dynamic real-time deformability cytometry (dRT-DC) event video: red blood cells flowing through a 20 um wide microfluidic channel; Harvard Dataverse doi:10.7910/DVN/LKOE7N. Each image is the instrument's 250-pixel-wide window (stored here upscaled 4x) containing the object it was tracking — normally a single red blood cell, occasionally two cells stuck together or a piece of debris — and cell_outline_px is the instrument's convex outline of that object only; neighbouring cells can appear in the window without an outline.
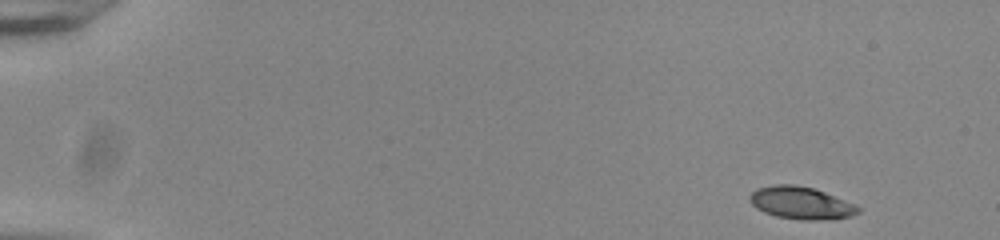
{"species": "common noctule bat (a hibernating species)", "species_latin": "Nyctalus noctula", "temperature_condition": "room temperature", "stored_images_in_passage": 51, "camera_frame_rate_fps": 3000, "um_per_image_px": 0.085, "animal": {"sex": "male", "body_mass_g": 20.0, "forearm_length_mm": 53.3}, "frame": {"image": 1, "passage_image": 1, "time_ms": 0.0, "image_size_px": [1000, 240], "cell_outline_px": [[860, 212], [852, 216], [816, 220], [800, 220], [776, 216], [764, 212], [756, 208], [748, 200], [748, 196], [756, 188], [776, 184], [796, 184], [812, 188], [824, 192], [856, 204], [860, 208]], "centroid_in_image_um": [68.06, 17.24], "position_along_channel_um": 16.9, "area_um2": 20.52}}
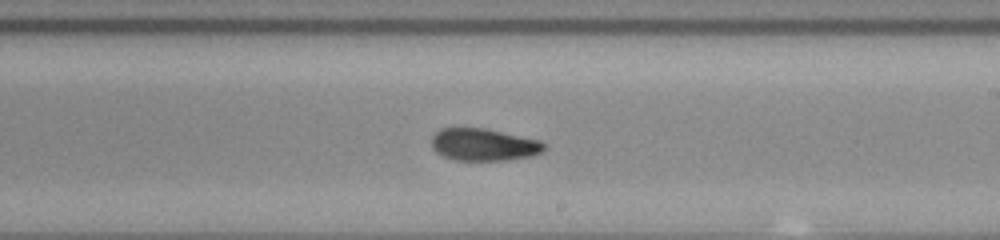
{"frame": {"image": 2, "passage_image": 30, "time_ms": 9.667, "image_size_px": [1000, 240], "cell_outline_px": [[548, 144], [544, 152], [532, 156], [508, 160], [452, 160], [436, 152], [432, 148], [432, 136], [440, 128], [484, 128], [540, 140]], "centroid_in_image_um": [41.15, 12.3], "position_along_channel_um": 247.8, "area_um2": 21.39}}
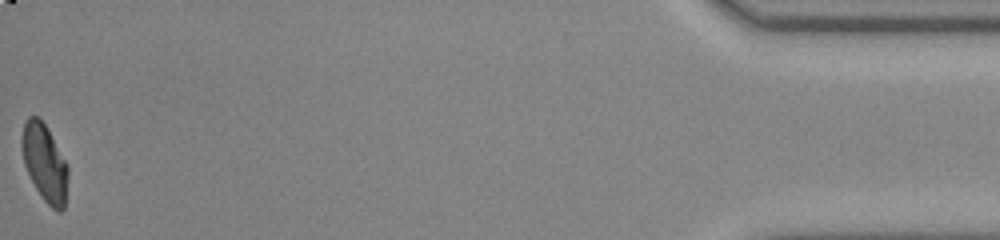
{"frame": {"image": 3, "passage_image": 51, "time_ms": 16.667, "image_size_px": [1000, 240], "cell_outline_px": [[68, 176], [64, 208], [60, 212], [56, 212], [44, 200], [36, 188], [24, 164], [20, 144], [20, 140], [24, 124], [28, 116], [36, 116], [44, 124], [68, 164]], "centroid_in_image_um": [3.79, 13.85], "position_along_channel_um": 431.4, "area_um2": 20.63}, "authors_computed_cell_mechanics": {"area_um2": 21.3282, "velocity_mm_per_s": 3.8377, "shape_relaxation_time_tau1_ms": 6.1201, "shape_relaxation_time_tau2_ms": 2.79, "deformation_change_tau1": 0.1752, "deformation_change_tau2": 0.0837}}